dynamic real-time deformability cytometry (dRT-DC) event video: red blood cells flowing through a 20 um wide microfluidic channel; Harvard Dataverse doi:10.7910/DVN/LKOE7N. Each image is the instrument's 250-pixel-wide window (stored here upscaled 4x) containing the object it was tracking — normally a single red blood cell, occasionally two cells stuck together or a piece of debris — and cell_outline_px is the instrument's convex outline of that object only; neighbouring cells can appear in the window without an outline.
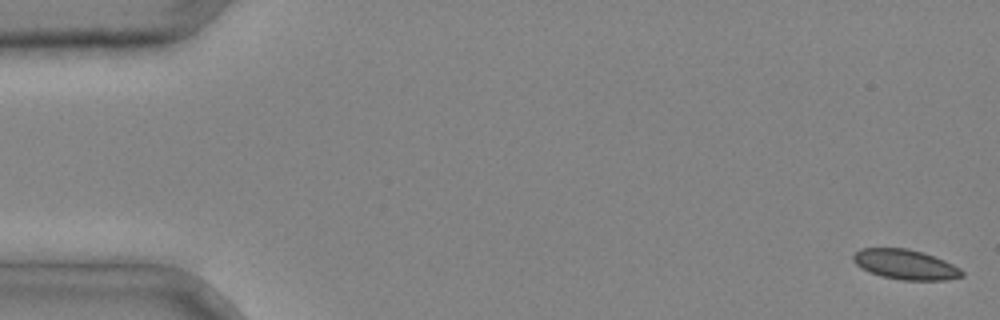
{"species": "common noctule bat (a hibernating species)", "species_latin": "Nyctalus noctula", "temperature_condition": "cold", "stored_images_in_passage": 4, "camera_frame_rate_fps": 3000, "um_per_image_px": 0.085, "animal": {"sex": "male", "body_mass_g": 20.4}, "frame": {"image": 1, "passage_image": 1, "time_ms": 0.0, "image_size_px": [1000, 320], "cell_outline_px": [[964, 276], [948, 280], [900, 280], [880, 276], [860, 268], [852, 260], [852, 256], [860, 248], [908, 248], [924, 252], [944, 260], [960, 268], [964, 272]], "centroid_in_image_um": [76.96, 22.48], "position_along_channel_um": 8.0, "area_um2": 19.19}}
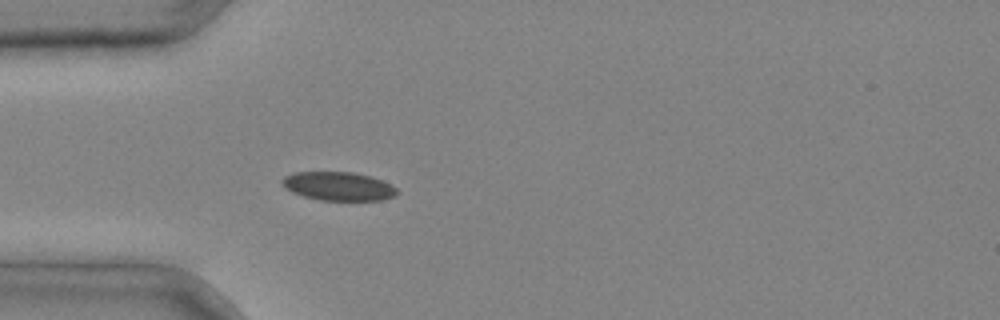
{"frame": {"image": 2, "passage_image": 4, "time_ms": 1.0, "image_size_px": [1000, 320], "cell_outline_px": [[396, 196], [380, 200], [320, 200], [304, 196], [292, 192], [280, 184], [280, 180], [284, 176], [292, 172], [352, 172], [368, 176], [380, 180], [396, 188]], "centroid_in_image_um": [28.69, 15.82], "position_along_channel_um": 56.3, "area_um2": 19.02}}